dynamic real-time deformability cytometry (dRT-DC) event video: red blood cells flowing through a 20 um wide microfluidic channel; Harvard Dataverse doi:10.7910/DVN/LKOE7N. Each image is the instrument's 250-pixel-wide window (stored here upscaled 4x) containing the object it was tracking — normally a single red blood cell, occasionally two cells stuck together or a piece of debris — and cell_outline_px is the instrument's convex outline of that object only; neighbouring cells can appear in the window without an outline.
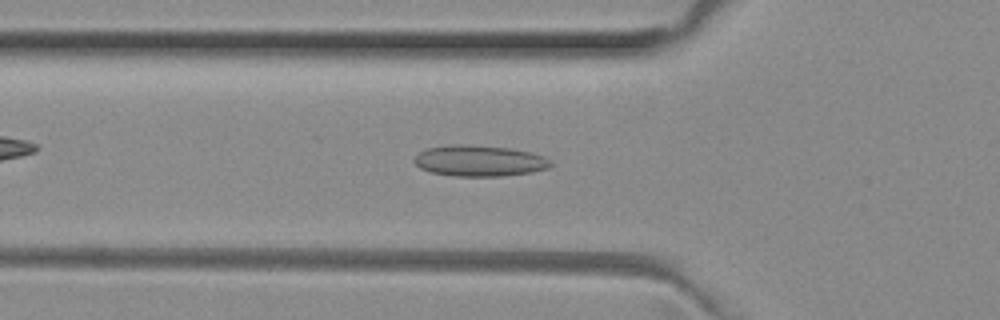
{"species": "common noctule bat (a hibernating species)", "species_latin": "Nyctalus noctula", "temperature_condition": "room temperature", "stored_images_in_passage": 44, "camera_frame_rate_fps": 3000, "um_per_image_px": 0.085, "animal": {"sex": "female", "body_mass_g": 29.2, "forearm_length_mm": 56.3}, "frame": {"image": 1, "passage_image": 16, "time_ms": 5.0, "image_size_px": [1000, 320], "cell_outline_px": [[552, 164], [548, 168], [532, 172], [504, 176], [452, 176], [432, 172], [420, 168], [412, 160], [420, 152], [428, 148], [460, 144], [464, 144], [512, 148], [544, 156], [552, 160]], "centroid_in_image_um": [40.78, 13.67], "position_along_channel_um": 85.0, "area_um2": 24.62}}
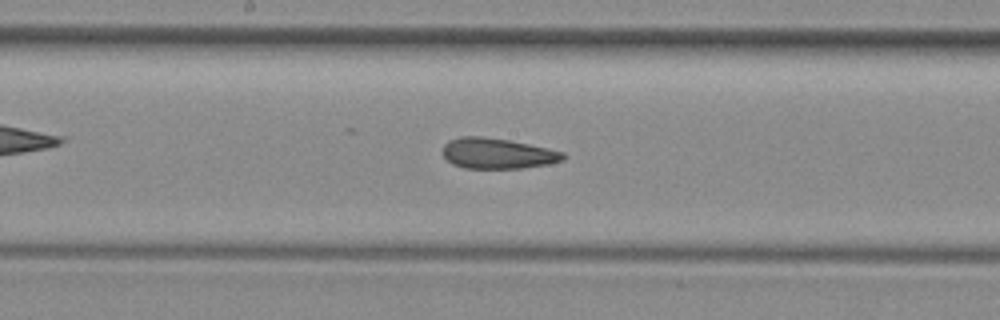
{"frame": {"image": 2, "passage_image": 25, "time_ms": 8.0, "image_size_px": [1000, 320], "cell_outline_px": [[568, 156], [564, 160], [548, 164], [524, 168], [464, 168], [452, 164], [444, 156], [444, 144], [448, 140], [460, 136], [480, 136], [508, 140], [548, 148], [564, 152]], "centroid_in_image_um": [42.31, 13.04], "position_along_channel_um": 205.9, "area_um2": 21.5}}
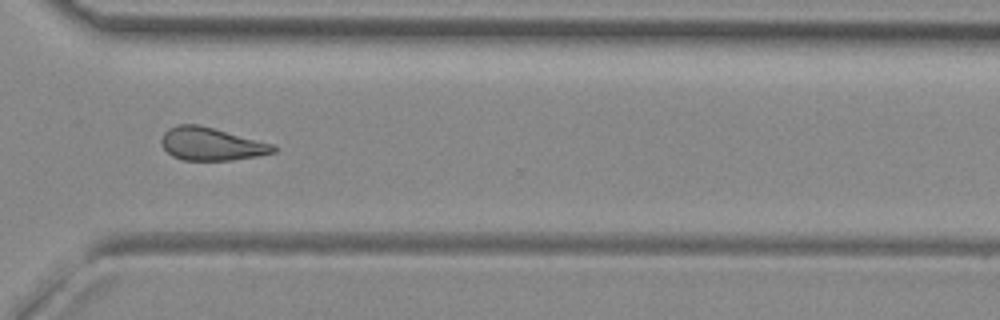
{"frame": {"image": 3, "passage_image": 36, "time_ms": 11.667, "image_size_px": [1000, 320], "cell_outline_px": [[280, 148], [276, 152], [256, 156], [232, 160], [184, 160], [172, 156], [164, 148], [160, 140], [164, 132], [168, 128], [176, 124], [200, 124], [276, 144]], "centroid_in_image_um": [18.01, 12.22], "position_along_channel_um": 352.6, "area_um2": 21.85}, "authors_computed_cell_mechanics": {"area_um2": 21.9351, "velocity_mm_per_s": 4.0022, "shape_relaxation_time_tau1_ms": null, "shape_relaxation_time_tau2_ms": 2.848, "deformation_change_tau1": null, "deformation_change_tau2": 0.1106}}